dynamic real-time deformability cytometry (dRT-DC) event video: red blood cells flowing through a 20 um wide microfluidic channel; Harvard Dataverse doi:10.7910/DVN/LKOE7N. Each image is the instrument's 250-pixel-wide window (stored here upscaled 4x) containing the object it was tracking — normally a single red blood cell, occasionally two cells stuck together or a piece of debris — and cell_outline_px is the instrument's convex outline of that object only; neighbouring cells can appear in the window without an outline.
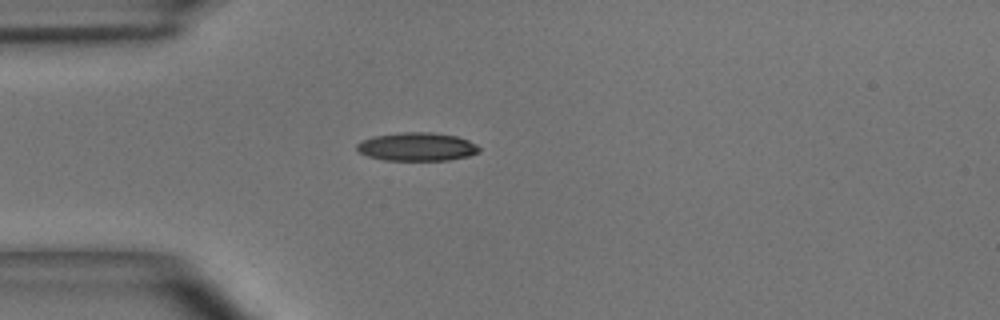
{"species": "common noctule bat (a hibernating species)", "species_latin": "Nyctalus noctula", "temperature_condition": "room temperature", "stored_images_in_passage": 1, "camera_frame_rate_fps": 3000, "um_per_image_px": 0.085, "animal": {"sex": "male", "body_mass_g": 15.6}, "frame": {"image": 1, "passage_image": 1, "time_ms": 0.0, "image_size_px": [1000, 320], "cell_outline_px": [[480, 152], [468, 156], [448, 160], [384, 160], [368, 156], [360, 152], [356, 148], [356, 144], [360, 140], [372, 136], [404, 132], [432, 132], [456, 136], [468, 140], [476, 144], [480, 148]], "centroid_in_image_um": [35.43, 12.47], "position_along_channel_um": 49.6, "area_um2": 20.29}}